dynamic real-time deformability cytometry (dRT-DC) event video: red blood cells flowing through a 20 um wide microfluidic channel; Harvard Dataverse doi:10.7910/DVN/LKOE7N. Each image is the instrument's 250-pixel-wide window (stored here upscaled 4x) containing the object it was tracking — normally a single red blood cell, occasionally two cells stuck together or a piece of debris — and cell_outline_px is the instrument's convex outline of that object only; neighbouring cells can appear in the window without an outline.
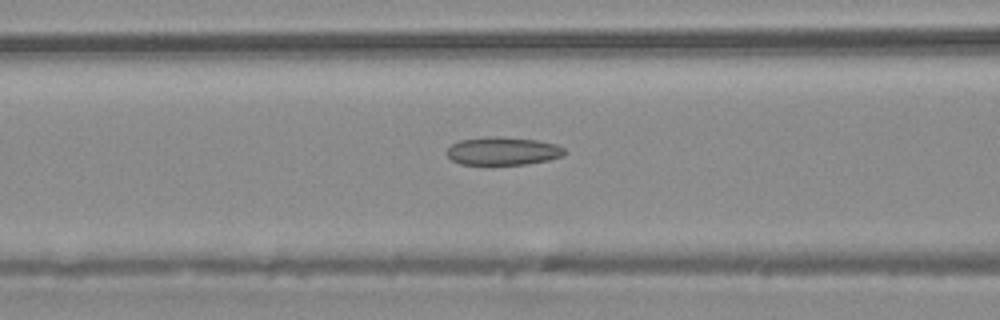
{"species": "common noctule bat (a hibernating species)", "species_latin": "Nyctalus noctula", "temperature_condition": "warm", "stored_images_in_passage": 30, "camera_frame_rate_fps": 3000, "um_per_image_px": 0.085, "animal": {"sex": "male", "body_mass_g": 20.4}, "frame": {"image": 1, "passage_image": 10, "time_ms": 3.0, "image_size_px": [1000, 320], "cell_outline_px": [[568, 152], [564, 156], [548, 160], [524, 164], [460, 164], [452, 160], [448, 156], [448, 148], [452, 144], [460, 140], [484, 136], [496, 136], [536, 140], [556, 144], [564, 148]], "centroid_in_image_um": [42.77, 12.83], "position_along_channel_um": 123.8, "area_um2": 19.25}}
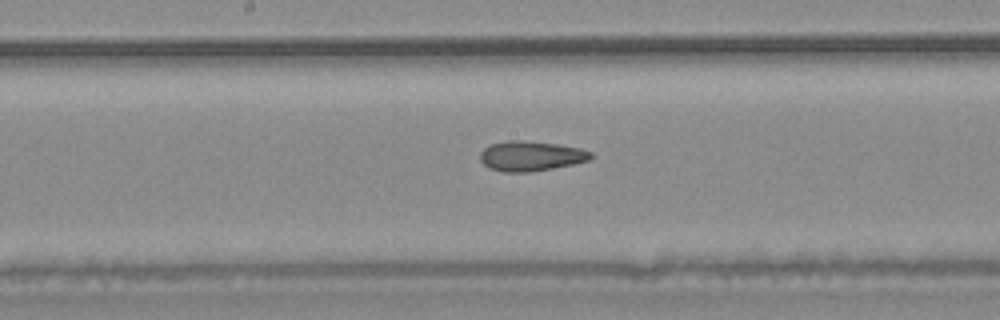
{"frame": {"image": 2, "passage_image": 15, "time_ms": 4.667, "image_size_px": [1000, 320], "cell_outline_px": [[592, 156], [588, 160], [572, 164], [532, 172], [504, 172], [488, 168], [480, 160], [480, 152], [484, 148], [492, 144], [508, 140], [520, 140], [556, 144], [580, 148], [592, 152]], "centroid_in_image_um": [45.09, 13.26], "position_along_channel_um": 203.1, "area_um2": 19.19}}
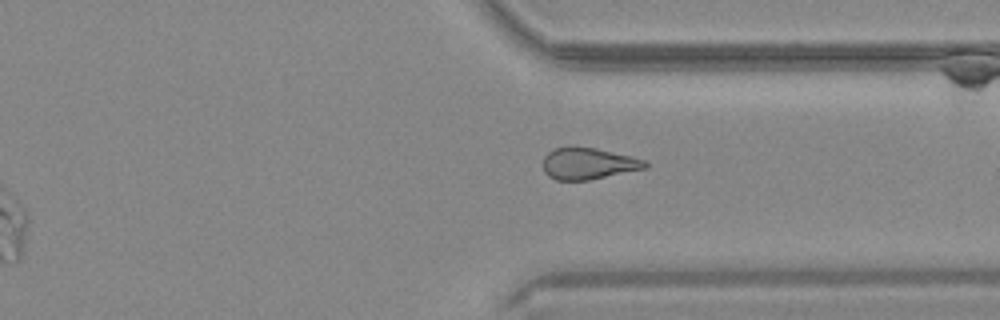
{"frame": {"image": 3, "passage_image": 25, "time_ms": 8.0, "image_size_px": [1000, 320], "cell_outline_px": [[648, 168], [588, 180], [556, 180], [548, 176], [544, 172], [544, 156], [548, 152], [556, 148], [596, 148], [632, 156], [648, 160]], "centroid_in_image_um": [50.06, 13.92], "position_along_channel_um": 361.3, "area_um2": 18.67}}